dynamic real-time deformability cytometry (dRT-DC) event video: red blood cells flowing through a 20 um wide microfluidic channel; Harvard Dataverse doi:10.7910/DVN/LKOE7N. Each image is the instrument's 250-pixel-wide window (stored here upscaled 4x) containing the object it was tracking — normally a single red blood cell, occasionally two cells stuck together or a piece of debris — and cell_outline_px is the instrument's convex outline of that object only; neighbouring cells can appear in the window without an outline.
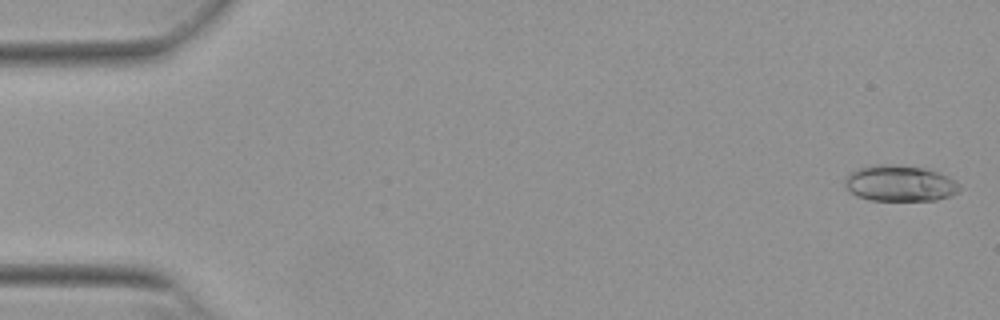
{"species": "Egyptian fruit bat (a non-hibernating species)", "species_latin": "Rousettus aegyptiacus", "temperature_condition": "warm", "stored_images_in_passage": 19, "camera_frame_rate_fps": 3000, "um_per_image_px": 0.085, "animal": {"sex": "female"}, "frame": {"image": 1, "passage_image": 1, "time_ms": 0.0, "image_size_px": [1000, 320], "cell_outline_px": [[960, 188], [952, 196], [936, 200], [868, 200], [856, 196], [844, 184], [844, 180], [848, 172], [856, 168], [872, 164], [892, 164], [924, 168], [940, 172], [956, 180], [960, 184]], "centroid_in_image_um": [76.47, 15.57], "position_along_channel_um": 8.5, "area_um2": 24.45}}
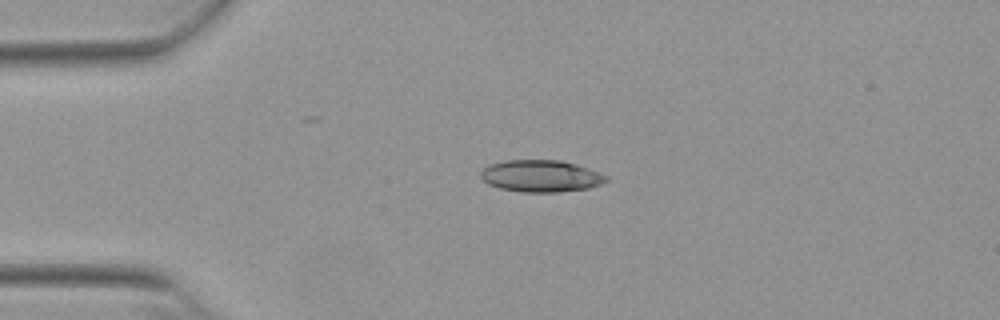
{"frame": {"image": 2, "passage_image": 12, "time_ms": 3.667, "image_size_px": [1000, 320], "cell_outline_px": [[608, 180], [600, 184], [588, 188], [560, 192], [520, 192], [500, 188], [488, 184], [480, 176], [480, 172], [488, 164], [504, 160], [560, 160], [576, 164], [608, 176]], "centroid_in_image_um": [45.95, 14.96], "position_along_channel_um": 39.1, "area_um2": 23.35}}
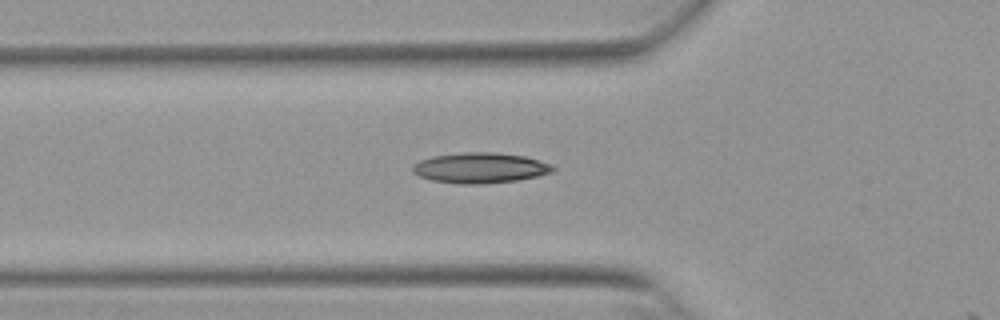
{"frame": {"image": 3, "passage_image": 18, "time_ms": 5.667, "image_size_px": [1000, 320], "cell_outline_px": [[556, 168], [552, 172], [540, 176], [516, 180], [484, 184], [460, 184], [432, 180], [420, 176], [412, 172], [412, 164], [420, 160], [432, 156], [464, 152], [496, 152], [524, 156], [552, 164]], "centroid_in_image_um": [40.82, 14.27], "position_along_channel_um": 85.0, "area_um2": 25.03}}